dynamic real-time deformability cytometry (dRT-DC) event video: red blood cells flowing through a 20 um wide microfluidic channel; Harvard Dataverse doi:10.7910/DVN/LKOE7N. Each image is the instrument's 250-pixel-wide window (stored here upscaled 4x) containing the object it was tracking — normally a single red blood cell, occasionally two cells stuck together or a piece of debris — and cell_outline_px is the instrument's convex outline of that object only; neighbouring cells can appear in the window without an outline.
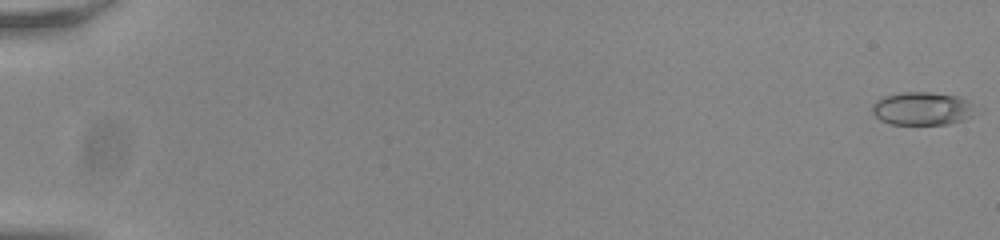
{"species": "common noctule bat (a hibernating species)", "species_latin": "Nyctalus noctula", "temperature_condition": "room temperature", "stored_images_in_passage": 56, "camera_frame_rate_fps": 3000, "um_per_image_px": 0.085, "animal": {"sex": "male", "body_mass_g": 20.0, "forearm_length_mm": 53.3}, "frame": {"image": 1, "passage_image": 1, "time_ms": 0.0, "image_size_px": [1000, 240], "cell_outline_px": [[972, 116], [964, 120], [948, 124], [892, 124], [880, 120], [872, 112], [872, 104], [876, 100], [884, 96], [900, 92], [928, 92], [960, 96], [968, 100]], "centroid_in_image_um": [78.33, 9.22], "position_along_channel_um": 6.7, "area_um2": 19.77}}
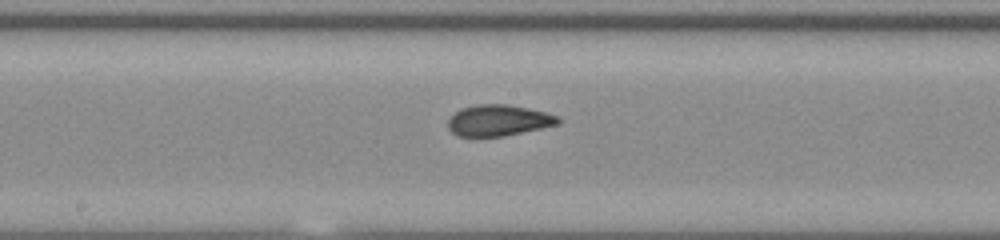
{"frame": {"image": 2, "passage_image": 32, "time_ms": 10.333, "image_size_px": [1000, 240], "cell_outline_px": [[560, 124], [504, 136], [456, 136], [448, 128], [448, 120], [460, 108], [476, 104], [508, 104], [528, 108], [544, 112], [556, 116], [560, 120]], "centroid_in_image_um": [42.35, 10.23], "position_along_channel_um": 205.9, "area_um2": 19.88}}
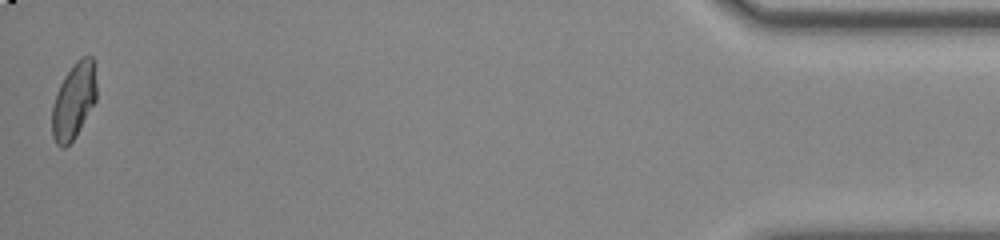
{"frame": {"image": 3, "passage_image": 56, "time_ms": 18.333, "image_size_px": [1000, 240], "cell_outline_px": [[96, 100], [76, 136], [64, 148], [60, 148], [56, 144], [52, 136], [52, 108], [56, 92], [64, 76], [76, 60], [80, 56], [92, 56], [96, 84]], "centroid_in_image_um": [6.25, 8.58], "position_along_channel_um": 428.9, "area_um2": 19.71}, "authors_computed_cell_mechanics": {"area_um2": 20.0277, "velocity_mm_per_s": 3.8004, "shape_relaxation_time_tau1_ms": 6.9946, "shape_relaxation_time_tau2_ms": 0.9221, "deformation_change_tau1": 0.1881, "deformation_change_tau2": 0.0507}}